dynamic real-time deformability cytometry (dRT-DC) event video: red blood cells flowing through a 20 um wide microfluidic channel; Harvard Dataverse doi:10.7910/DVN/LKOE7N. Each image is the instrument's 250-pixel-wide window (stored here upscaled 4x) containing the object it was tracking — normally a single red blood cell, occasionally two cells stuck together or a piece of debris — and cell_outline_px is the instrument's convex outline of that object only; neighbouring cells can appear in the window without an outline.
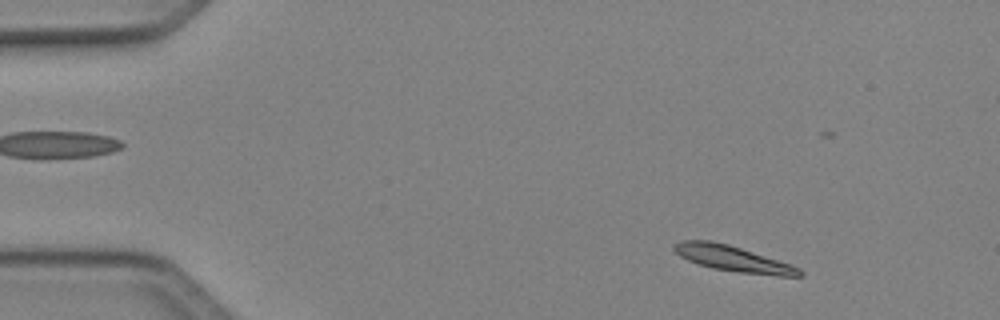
{"species": "Egyptian fruit bat (a non-hibernating species)", "species_latin": "Rousettus aegyptiacus", "temperature_condition": "cold", "stored_images_in_passage": 49, "camera_frame_rate_fps": 3000, "um_per_image_px": 0.085, "animal": {"sex": "female"}, "frame": {"image": 1, "passage_image": 5, "time_ms": 1.333, "image_size_px": [1000, 320], "cell_outline_px": [[804, 276], [780, 276], [740, 272], [712, 268], [688, 260], [680, 256], [672, 248], [672, 244], [680, 240], [712, 240], [728, 244], [800, 268], [804, 272]], "centroid_in_image_um": [62.25, 21.97], "position_along_channel_um": 22.7, "area_um2": 18.5}}
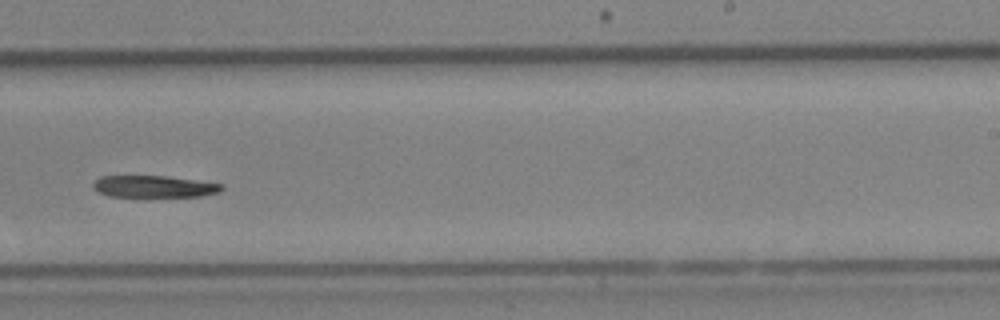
{"frame": {"image": 2, "passage_image": 30, "time_ms": 9.667, "image_size_px": [1000, 320], "cell_outline_px": [[224, 188], [220, 192], [200, 196], [108, 196], [92, 188], [92, 184], [100, 176], [168, 176], [224, 184]], "centroid_in_image_um": [13.11, 15.84], "position_along_channel_um": 275.9, "area_um2": 16.3}}
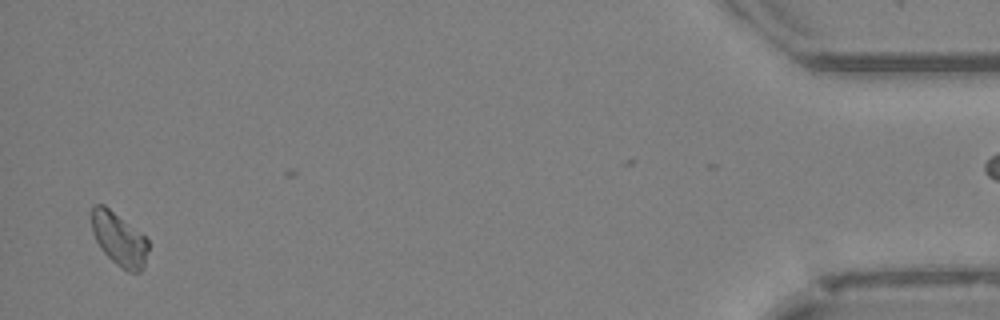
{"frame": {"image": 3, "passage_image": 47, "time_ms": 15.333, "image_size_px": [1000, 320], "cell_outline_px": [[148, 248], [144, 264], [140, 272], [128, 272], [120, 268], [100, 248], [92, 232], [92, 208], [96, 204], [104, 204], [144, 236], [148, 240]], "centroid_in_image_um": [10.11, 20.34], "position_along_channel_um": 425.1, "area_um2": 17.28}}